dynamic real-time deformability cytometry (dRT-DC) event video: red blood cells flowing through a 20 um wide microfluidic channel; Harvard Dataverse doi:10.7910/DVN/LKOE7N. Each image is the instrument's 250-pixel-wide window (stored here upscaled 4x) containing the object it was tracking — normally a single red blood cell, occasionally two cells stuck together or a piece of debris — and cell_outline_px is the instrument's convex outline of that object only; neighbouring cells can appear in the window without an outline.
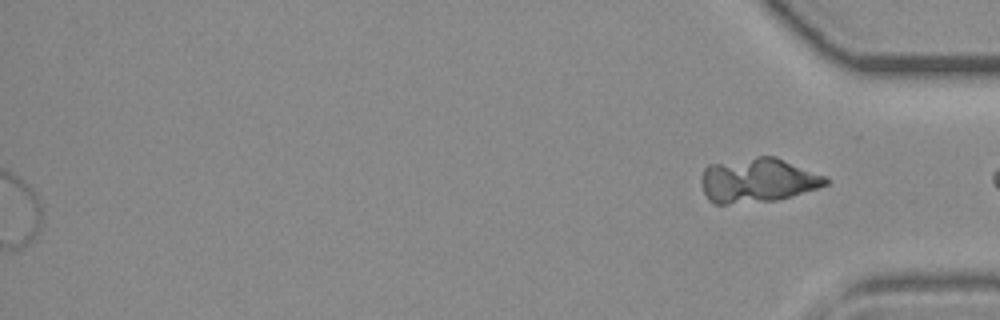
{"species": "common noctule bat (a hibernating species)", "species_latin": "Nyctalus noctula", "temperature_condition": "room temperature", "stored_images_in_passage": 45, "segment_of_instrument_passage": [2, 2], "camera_frame_rate_fps": 3000, "um_per_image_px": 0.085, "animal": {"sex": "female", "body_mass_g": 19.3, "forearm_length_mm": 54.1}, "frame": {"image": 1, "passage_image": 45, "time_ms": 14.667, "image_size_px": [1000, 320], "cell_outline_px": [[828, 184], [792, 196], [776, 200], [728, 204], [716, 204], [708, 200], [704, 192], [700, 180], [704, 168], [708, 164], [756, 156], [776, 156], [828, 176]], "centroid_in_image_um": [64.4, 15.31], "position_along_channel_um": 370.8, "area_um2": 32.54}}